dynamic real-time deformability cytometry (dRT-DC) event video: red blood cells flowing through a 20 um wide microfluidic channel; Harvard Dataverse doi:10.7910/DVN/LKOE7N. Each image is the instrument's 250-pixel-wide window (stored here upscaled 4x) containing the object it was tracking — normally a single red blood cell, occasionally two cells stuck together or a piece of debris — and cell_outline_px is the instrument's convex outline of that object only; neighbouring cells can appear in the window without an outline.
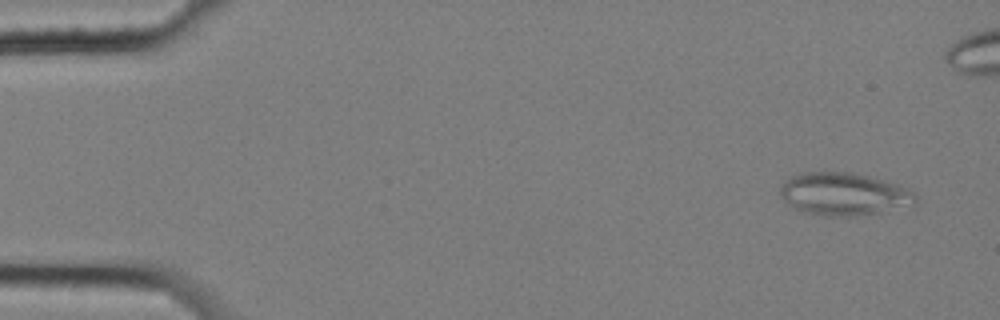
{"species": "common noctule bat (a hibernating species)", "species_latin": "Nyctalus noctula", "temperature_condition": "cold", "stored_images_in_passage": 6, "camera_frame_rate_fps": 3000, "um_per_image_px": 0.085, "animal": {"sex": "female", "body_mass_g": 25.1}, "frame": {"image": 1, "passage_image": 1, "time_ms": 0.0, "image_size_px": [1000, 320], "cell_outline_px": [[916, 204], [876, 212], [848, 216], [828, 216], [804, 212], [788, 204], [780, 196], [780, 184], [792, 176], [800, 172], [852, 172], [900, 184], [916, 192]], "centroid_in_image_um": [71.72, 16.47], "position_along_channel_um": 13.3, "area_um2": 33.58}}